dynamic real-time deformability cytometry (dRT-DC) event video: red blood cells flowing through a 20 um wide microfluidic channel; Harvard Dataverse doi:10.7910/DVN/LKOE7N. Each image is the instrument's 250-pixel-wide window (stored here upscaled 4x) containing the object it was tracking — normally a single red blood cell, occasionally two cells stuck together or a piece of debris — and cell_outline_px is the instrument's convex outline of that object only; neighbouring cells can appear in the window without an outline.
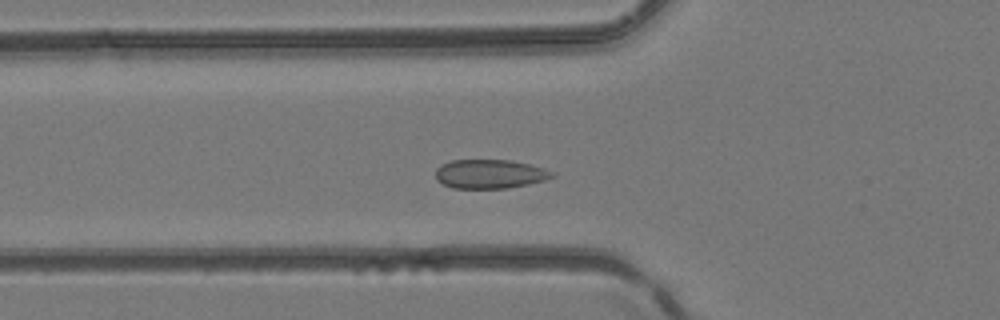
{"species": "common noctule bat (a hibernating species)", "species_latin": "Nyctalus noctula", "temperature_condition": "room temperature", "stored_images_in_passage": 31, "camera_frame_rate_fps": 3000, "um_per_image_px": 0.085, "animal": {"sex": "female", "body_mass_g": 24.6, "forearm_length_mm": 56.2}, "frame": {"image": 1, "passage_image": 4, "time_ms": 1.0, "image_size_px": [1000, 320], "cell_outline_px": [[556, 176], [544, 180], [528, 184], [508, 188], [452, 188], [436, 180], [436, 168], [440, 164], [452, 160], [508, 160], [528, 164], [552, 172]], "centroid_in_image_um": [41.58, 14.79], "position_along_channel_um": 84.2, "area_um2": 19.54}}
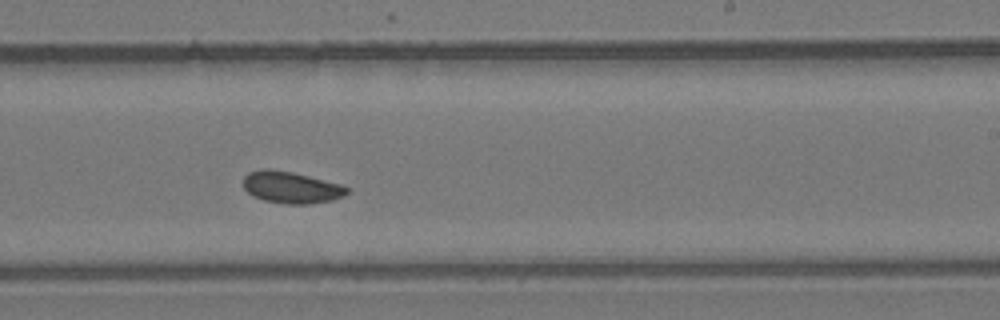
{"frame": {"image": 2, "passage_image": 15, "time_ms": 4.667, "image_size_px": [1000, 320], "cell_outline_px": [[348, 192], [344, 196], [332, 200], [308, 204], [284, 204], [264, 200], [252, 196], [244, 188], [244, 176], [248, 172], [264, 168], [268, 168], [292, 172], [340, 184], [348, 188]], "centroid_in_image_um": [24.72, 15.93], "position_along_channel_um": 264.3, "area_um2": 19.13}}
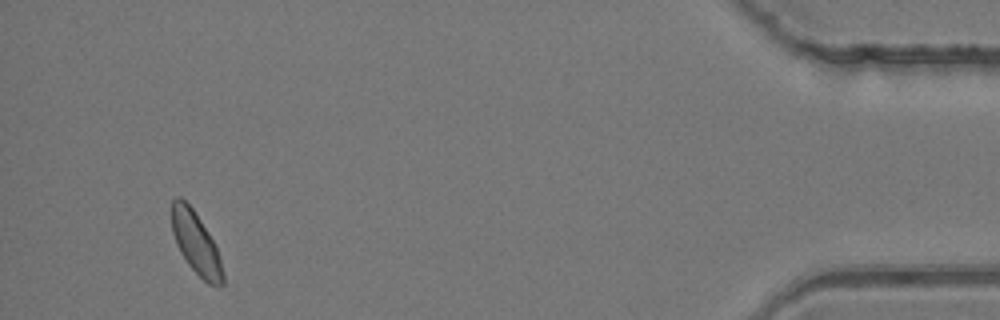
{"frame": {"image": 3, "passage_image": 29, "time_ms": 9.333, "image_size_px": [1000, 320], "cell_outline_px": [[224, 284], [220, 288], [208, 284], [188, 264], [180, 252], [176, 244], [172, 232], [172, 200], [176, 196], [180, 196], [192, 208], [216, 244], [224, 276]], "centroid_in_image_um": [16.66, 20.69], "position_along_channel_um": 418.5, "area_um2": 18.5}}